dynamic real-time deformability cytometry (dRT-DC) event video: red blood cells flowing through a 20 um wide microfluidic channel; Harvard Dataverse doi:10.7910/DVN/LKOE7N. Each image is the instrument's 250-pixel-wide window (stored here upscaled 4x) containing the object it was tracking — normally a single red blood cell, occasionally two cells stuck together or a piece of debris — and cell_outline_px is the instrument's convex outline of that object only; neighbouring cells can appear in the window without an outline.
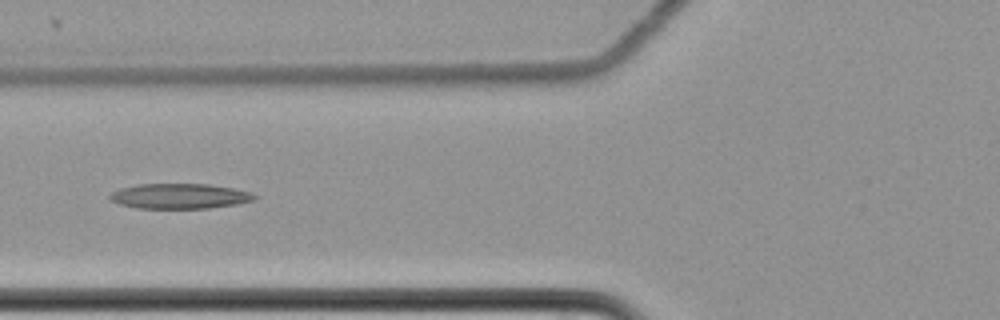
{"species": "common noctule bat (a hibernating species)", "species_latin": "Nyctalus noctula", "temperature_condition": "cold", "stored_images_in_passage": 7, "camera_frame_rate_fps": 3000, "um_per_image_px": 0.085, "animal": {"sex": "female", "body_mass_g": 22.7, "forearm_length_mm": 54.2}, "frame": {"image": 1, "passage_image": 7, "time_ms": 2.0, "image_size_px": [1000, 320], "cell_outline_px": [[260, 196], [256, 200], [236, 204], [208, 208], [136, 208], [120, 204], [112, 200], [108, 196], [112, 192], [120, 188], [136, 184], [208, 184], [232, 188], [252, 192]], "centroid_in_image_um": [15.31, 16.67], "position_along_channel_um": 110.5, "area_um2": 21.27}}